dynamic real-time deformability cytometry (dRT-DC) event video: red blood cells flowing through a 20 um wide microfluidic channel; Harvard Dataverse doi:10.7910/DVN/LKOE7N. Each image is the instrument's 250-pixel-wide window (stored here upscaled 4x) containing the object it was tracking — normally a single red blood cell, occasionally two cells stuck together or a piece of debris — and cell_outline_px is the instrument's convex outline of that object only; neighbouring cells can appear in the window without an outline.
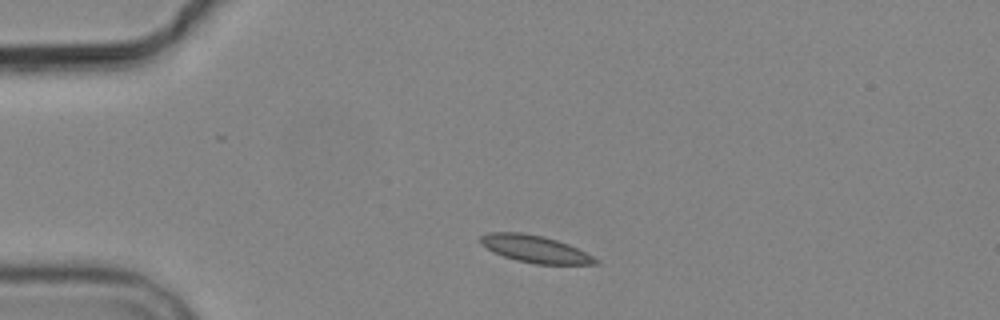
{"species": "common noctule bat (a hibernating species)", "species_latin": "Nyctalus noctula", "temperature_condition": "cold", "stored_images_in_passage": 2, "camera_frame_rate_fps": 3000, "um_per_image_px": 0.085, "animal": {"sex": "male", "body_mass_g": 19.2, "forearm_length_mm": 51.8}, "frame": {"image": 1, "passage_image": 1, "time_ms": 0.0, "image_size_px": [1000, 320], "cell_outline_px": [[600, 264], [536, 264], [516, 260], [504, 256], [480, 244], [480, 236], [488, 232], [524, 232], [544, 236], [568, 244], [600, 260]], "centroid_in_image_um": [45.48, 21.15], "position_along_channel_um": 39.5, "area_um2": 18.09}}